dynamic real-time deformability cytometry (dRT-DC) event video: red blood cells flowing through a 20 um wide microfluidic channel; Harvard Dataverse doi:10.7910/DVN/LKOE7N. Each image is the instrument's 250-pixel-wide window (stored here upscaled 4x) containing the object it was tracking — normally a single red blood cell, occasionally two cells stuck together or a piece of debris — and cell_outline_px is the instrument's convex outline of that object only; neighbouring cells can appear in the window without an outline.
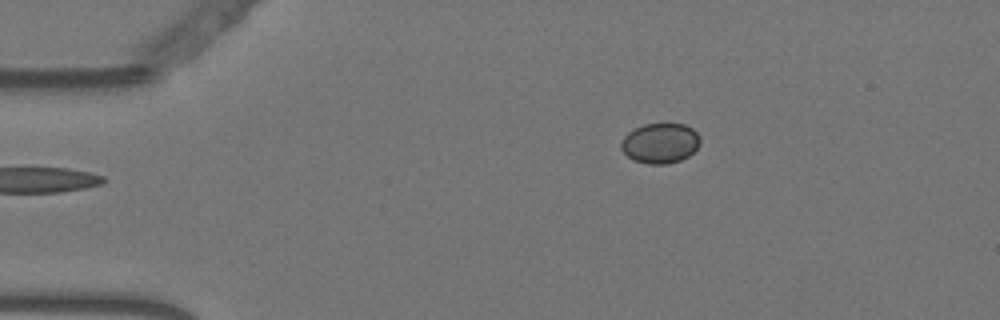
{"species": "Egyptian fruit bat (a non-hibernating species)", "species_latin": "Rousettus aegyptiacus", "temperature_condition": "warm", "stored_images_in_passage": 41, "camera_frame_rate_fps": 3000, "um_per_image_px": 0.085, "animal": {"sex": "female"}, "frame": {"image": 1, "passage_image": 1, "time_ms": 0.0, "image_size_px": [1000, 320], "cell_outline_px": [[700, 144], [688, 156], [680, 160], [668, 164], [648, 164], [632, 160], [620, 148], [620, 144], [624, 136], [628, 132], [644, 124], [684, 124], [692, 128], [700, 136]], "centroid_in_image_um": [56.11, 12.18], "position_along_channel_um": 28.9, "area_um2": 18.5}}
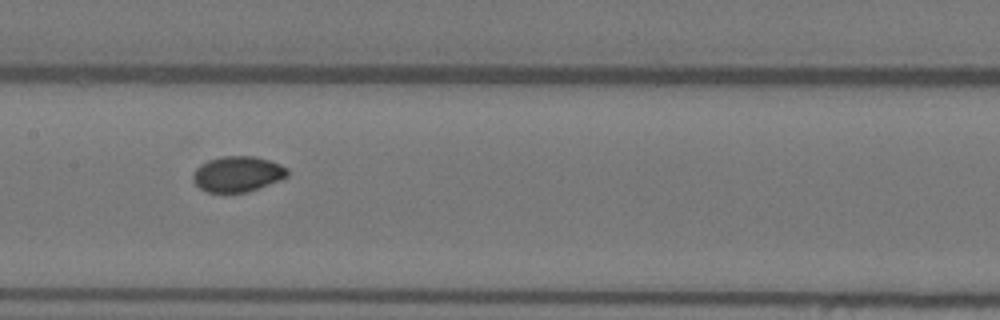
{"frame": {"image": 2, "passage_image": 19, "time_ms": 6.0, "image_size_px": [1000, 320], "cell_outline_px": [[288, 176], [280, 180], [260, 188], [248, 192], [224, 196], [208, 192], [200, 188], [192, 180], [192, 172], [200, 164], [208, 160], [224, 156], [256, 156], [280, 164], [288, 168]], "centroid_in_image_um": [20.17, 14.83], "position_along_channel_um": 187.2, "area_um2": 20.29}}
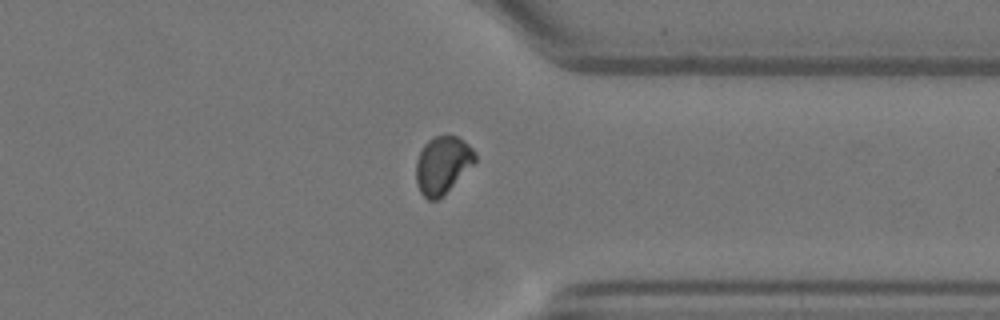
{"frame": {"image": 3, "passage_image": 35, "time_ms": 11.333, "image_size_px": [1000, 320], "cell_outline_px": [[476, 160], [436, 200], [428, 200], [420, 192], [416, 184], [416, 160], [424, 144], [428, 140], [436, 136], [456, 136], [464, 140], [476, 152]], "centroid_in_image_um": [37.58, 13.98], "position_along_channel_um": 373.8, "area_um2": 19.19}}